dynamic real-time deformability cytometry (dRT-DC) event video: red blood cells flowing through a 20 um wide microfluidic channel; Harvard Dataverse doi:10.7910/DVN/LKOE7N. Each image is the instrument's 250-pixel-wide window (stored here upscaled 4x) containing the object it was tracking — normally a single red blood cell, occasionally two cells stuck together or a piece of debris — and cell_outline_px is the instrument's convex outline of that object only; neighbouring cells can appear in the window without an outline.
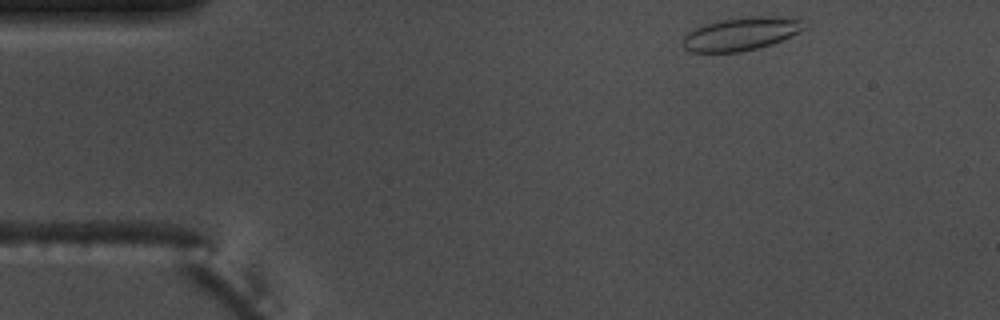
{"species": "common noctule bat (a hibernating species)", "species_latin": "Nyctalus noctula", "temperature_condition": "warm", "stored_images_in_passage": 8, "camera_frame_rate_fps": 3000, "um_per_image_px": 0.085, "animal": {"sex": "male", "body_mass_g": 17.5, "forearm_length_mm": 52.3}, "frame": {"image": 1, "passage_image": 1, "time_ms": 0.0, "image_size_px": [1000, 320], "cell_outline_px": [[808, 24], [804, 28], [772, 44], [740, 52], [692, 52], [684, 48], [684, 36], [688, 32], [704, 24], [720, 20], [752, 16], [776, 16], [800, 20]], "centroid_in_image_um": [62.96, 2.87], "position_along_channel_um": 22.0, "area_um2": 23.0}}
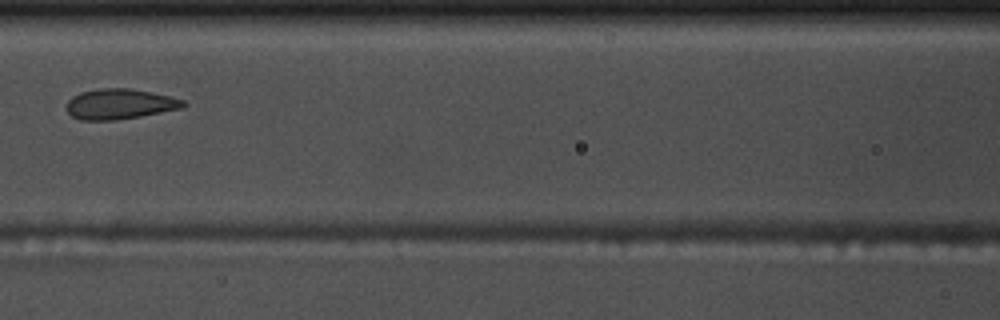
{"frame": {"image": 2, "passage_image": 5, "time_ms": 1.333, "image_size_px": [1000, 320], "cell_outline_px": [[188, 104], [184, 108], [140, 116], [116, 120], [80, 120], [72, 116], [68, 112], [68, 100], [72, 96], [80, 92], [100, 88], [128, 88], [168, 96], [184, 100]], "centroid_in_image_um": [10.18, 8.85], "position_along_channel_um": 156.4, "area_um2": 20.52}}
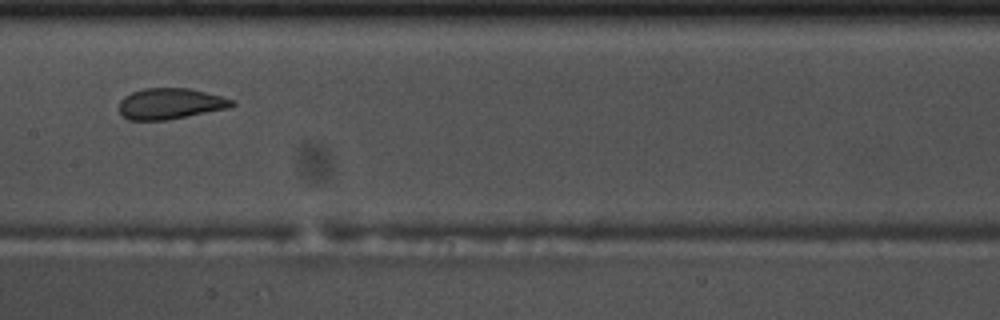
{"frame": {"image": 3, "passage_image": 6, "time_ms": 1.667, "image_size_px": [1000, 320], "cell_outline_px": [[236, 104], [228, 108], [168, 120], [128, 120], [120, 112], [120, 100], [124, 96], [132, 92], [144, 88], [188, 88], [236, 100]], "centroid_in_image_um": [14.48, 8.81], "position_along_channel_um": 192.9, "area_um2": 20.29}}